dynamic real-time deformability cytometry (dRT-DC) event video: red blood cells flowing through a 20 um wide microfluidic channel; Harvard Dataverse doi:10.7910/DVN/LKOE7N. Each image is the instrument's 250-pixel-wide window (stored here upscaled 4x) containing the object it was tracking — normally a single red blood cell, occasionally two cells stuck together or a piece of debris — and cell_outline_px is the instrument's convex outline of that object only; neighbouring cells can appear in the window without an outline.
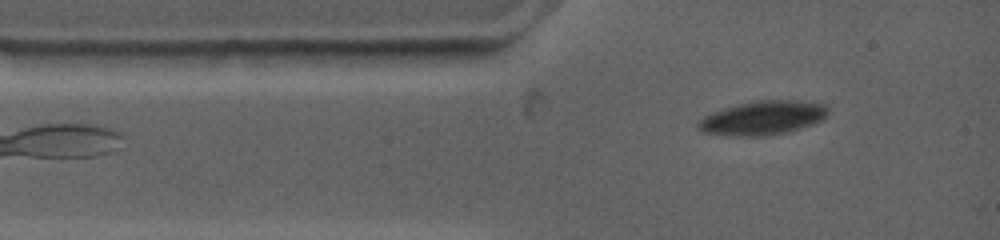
{"species": "common noctule bat (a hibernating species)", "species_latin": "Nyctalus noctula", "temperature_condition": "warm", "stored_images_in_passage": 50, "camera_frame_rate_fps": 4500, "um_per_image_px": 0.085, "animal": {"sex": "female", "body_mass_g": 19.0, "forearm_length_mm": 53.3}, "frame": {"image": 1, "passage_image": 4, "time_ms": 0.889, "image_size_px": [1000, 240], "cell_outline_px": [[828, 112], [824, 120], [800, 128], [784, 132], [764, 136], [736, 136], [700, 132], [696, 128], [696, 120], [712, 112], [736, 104], [756, 100], [796, 100], [824, 104], [828, 108]], "centroid_in_image_um": [64.78, 10.02], "position_along_channel_um": 20.2, "area_um2": 25.89}}
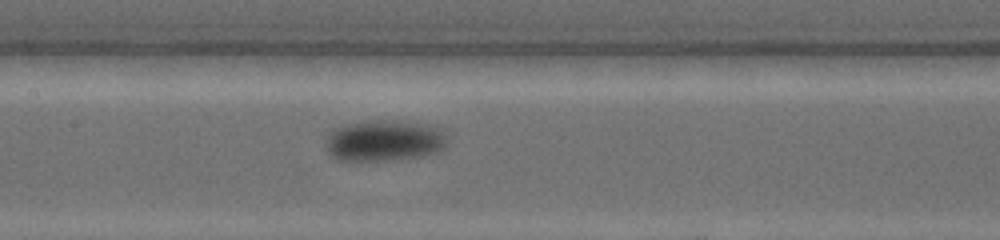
{"frame": {"image": 2, "passage_image": 21, "time_ms": 5.778, "image_size_px": [1000, 240], "cell_outline_px": [[444, 144], [440, 148], [428, 152], [404, 156], [368, 160], [340, 160], [332, 152], [328, 144], [328, 136], [332, 128], [344, 124], [364, 120], [408, 120], [428, 124], [436, 128], [440, 132]], "centroid_in_image_um": [32.55, 11.86], "position_along_channel_um": 174.9, "area_um2": 27.51}}
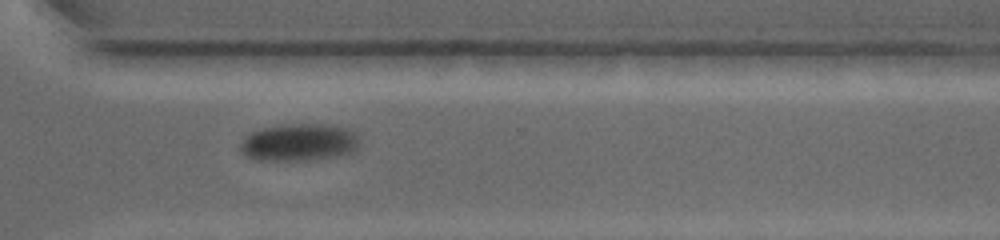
{"frame": {"image": 3, "passage_image": 36, "time_ms": 10.667, "image_size_px": [1000, 240], "cell_outline_px": [[360, 140], [356, 148], [348, 152], [304, 160], [260, 160], [248, 156], [240, 148], [240, 144], [252, 132], [264, 128], [284, 124], [320, 124], [348, 128]], "centroid_in_image_um": [25.39, 12.08], "position_along_channel_um": 345.2, "area_um2": 24.97}}